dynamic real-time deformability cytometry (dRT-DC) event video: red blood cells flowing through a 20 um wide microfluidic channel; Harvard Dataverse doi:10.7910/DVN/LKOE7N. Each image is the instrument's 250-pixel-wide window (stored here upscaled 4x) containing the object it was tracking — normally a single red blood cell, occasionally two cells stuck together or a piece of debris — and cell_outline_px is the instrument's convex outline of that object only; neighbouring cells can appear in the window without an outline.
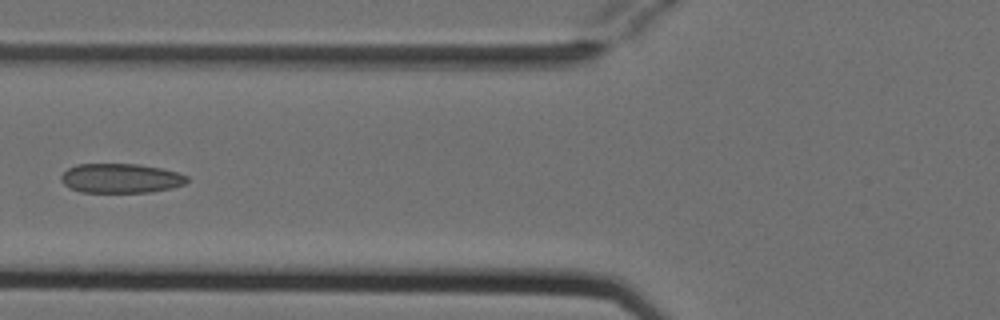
{"species": "Egyptian fruit bat (a non-hibernating species)", "species_latin": "Rousettus aegyptiacus", "temperature_condition": "cold", "stored_images_in_passage": 5, "camera_frame_rate_fps": 3000, "um_per_image_px": 0.085, "animal": {"sex": "female"}, "frame": {"image": 1, "passage_image": 5, "time_ms": 1.333, "image_size_px": [1000, 320], "cell_outline_px": [[188, 180], [184, 184], [172, 188], [152, 192], [80, 192], [64, 184], [60, 180], [60, 176], [68, 168], [76, 164], [136, 164], [160, 168], [176, 172], [188, 176]], "centroid_in_image_um": [10.25, 15.15], "position_along_channel_um": 115.5, "area_um2": 21.56}}